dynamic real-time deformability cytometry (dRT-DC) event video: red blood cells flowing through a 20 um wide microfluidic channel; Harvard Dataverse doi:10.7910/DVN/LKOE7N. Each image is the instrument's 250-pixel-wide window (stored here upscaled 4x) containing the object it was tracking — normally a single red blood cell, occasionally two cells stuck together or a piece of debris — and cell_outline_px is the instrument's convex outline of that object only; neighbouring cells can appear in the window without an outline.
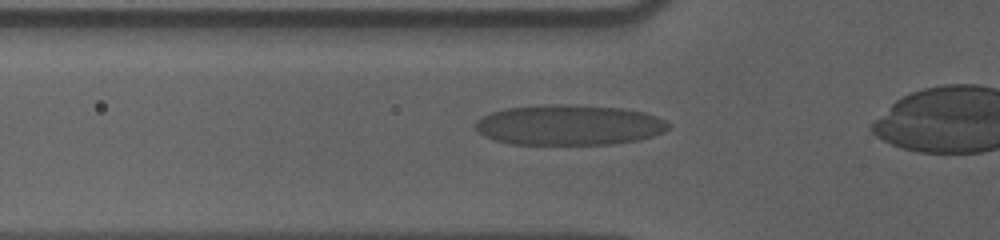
{"species": "human", "species_latin": "Homo sapiens", "temperature_condition": "cold", "stored_images_in_passage": 41, "camera_frame_rate_fps": 3000, "um_per_image_px": 0.085, "donor": {"sex": "male"}, "frame": {"image": 1, "passage_image": 14, "time_ms": 4.333, "image_size_px": [1000, 240], "cell_outline_px": [[668, 128], [664, 132], [640, 140], [616, 144], [508, 144], [492, 140], [484, 136], [476, 128], [476, 120], [492, 112], [504, 108], [552, 104], [572, 104], [620, 108], [644, 112], [656, 116], [664, 120], [668, 124]], "centroid_in_image_um": [48.36, 10.63], "position_along_channel_um": 77.4, "area_um2": 45.55}}
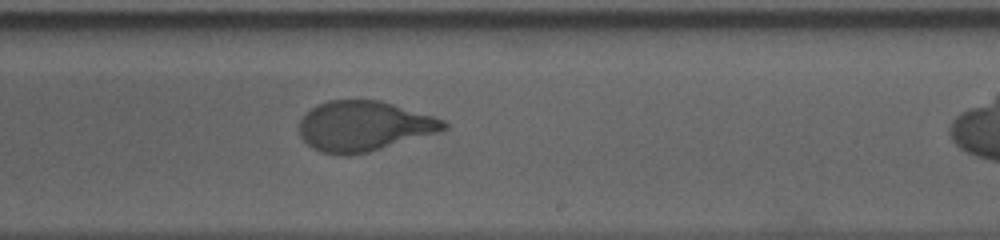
{"frame": {"image": 2, "passage_image": 29, "time_ms": 9.333, "image_size_px": [1000, 240], "cell_outline_px": [[448, 128], [440, 132], [368, 152], [352, 156], [336, 156], [320, 152], [312, 148], [300, 136], [300, 120], [316, 104], [328, 100], [380, 100], [432, 116], [444, 120], [448, 124]], "centroid_in_image_um": [30.92, 10.74], "position_along_channel_um": 258.1, "area_um2": 42.31}}
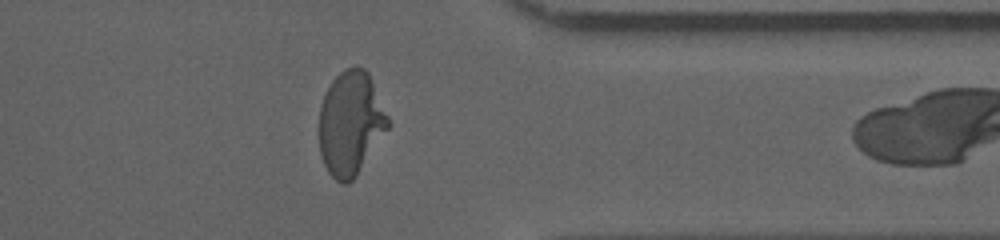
{"frame": {"image": 3, "passage_image": 40, "time_ms": 13.0, "image_size_px": [1000, 240], "cell_outline_px": [[392, 124], [356, 176], [348, 184], [344, 184], [336, 180], [328, 172], [320, 156], [320, 104], [332, 80], [344, 68], [356, 64], [364, 68], [368, 72]], "centroid_in_image_um": [29.82, 10.47], "position_along_channel_um": 381.6, "area_um2": 41.96}}